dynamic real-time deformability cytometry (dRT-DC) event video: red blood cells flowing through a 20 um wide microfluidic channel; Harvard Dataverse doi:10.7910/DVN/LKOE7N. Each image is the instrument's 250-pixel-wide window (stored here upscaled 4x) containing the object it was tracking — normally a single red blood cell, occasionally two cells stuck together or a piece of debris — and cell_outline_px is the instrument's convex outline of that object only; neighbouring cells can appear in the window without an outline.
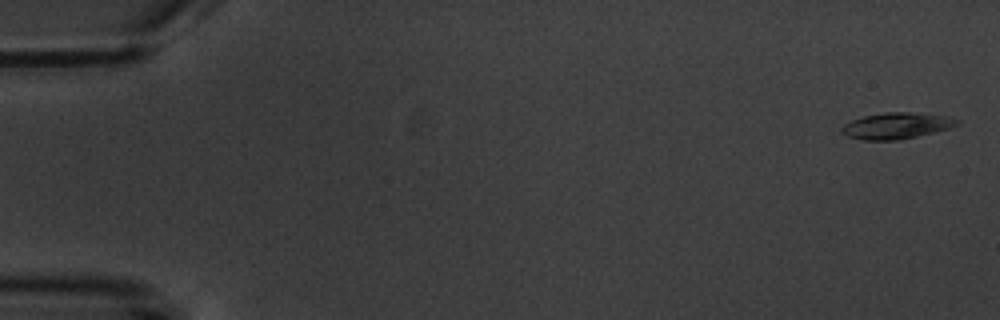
{"species": "common noctule bat (a hibernating species)", "species_latin": "Nyctalus noctula", "temperature_condition": "warm", "stored_images_in_passage": 11, "camera_frame_rate_fps": 3000, "um_per_image_px": 0.085, "animal": {"sex": "male", "body_mass_g": 20.1, "forearm_length_mm": 53.5}, "frame": {"image": 1, "passage_image": 1, "time_ms": 0.0, "image_size_px": [1000, 320], "cell_outline_px": [[960, 124], [948, 128], [900, 140], [864, 140], [848, 136], [840, 132], [840, 128], [844, 124], [852, 120], [864, 116], [884, 112], [908, 112], [944, 116], [960, 120]], "centroid_in_image_um": [76.15, 10.69], "position_along_channel_um": 8.8, "area_um2": 17.4}}
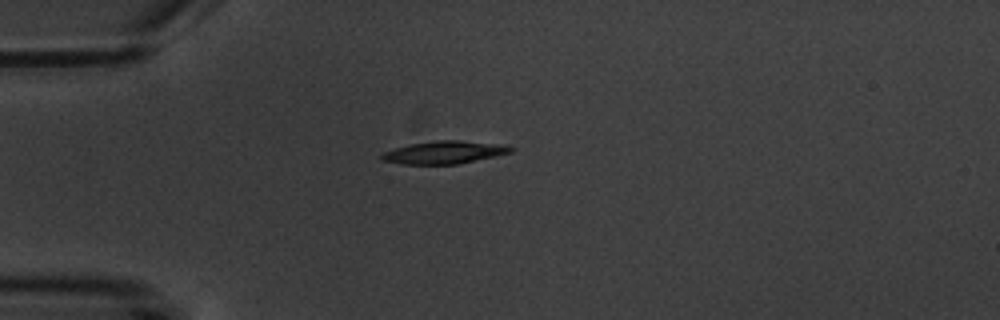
{"frame": {"image": 2, "passage_image": 4, "time_ms": 4.667, "image_size_px": [1000, 320], "cell_outline_px": [[516, 148], [512, 152], [496, 156], [456, 164], [400, 164], [380, 160], [380, 156], [384, 152], [396, 148], [412, 144], [436, 140], [460, 140], [500, 144]], "centroid_in_image_um": [37.78, 12.95], "position_along_channel_um": 47.2, "area_um2": 16.99}}
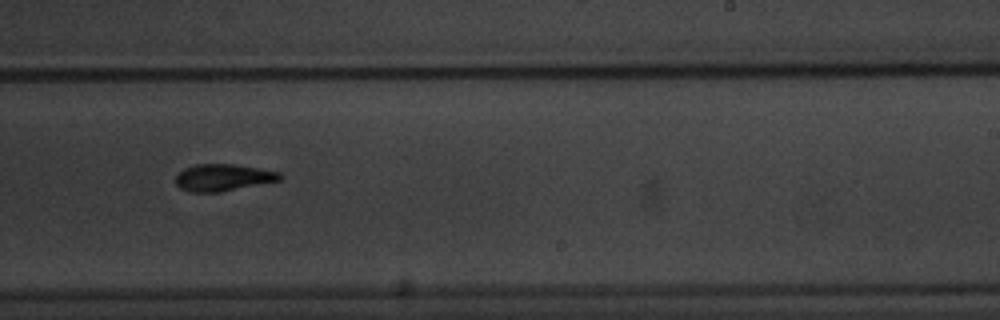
{"frame": {"image": 3, "passage_image": 10, "time_ms": 11.333, "image_size_px": [1000, 320], "cell_outline_px": [[284, 176], [280, 180], [220, 192], [188, 192], [180, 188], [176, 184], [176, 176], [184, 168], [196, 164], [232, 164], [280, 172]], "centroid_in_image_um": [18.94, 15.09], "position_along_channel_um": 270.1, "area_um2": 16.24}}